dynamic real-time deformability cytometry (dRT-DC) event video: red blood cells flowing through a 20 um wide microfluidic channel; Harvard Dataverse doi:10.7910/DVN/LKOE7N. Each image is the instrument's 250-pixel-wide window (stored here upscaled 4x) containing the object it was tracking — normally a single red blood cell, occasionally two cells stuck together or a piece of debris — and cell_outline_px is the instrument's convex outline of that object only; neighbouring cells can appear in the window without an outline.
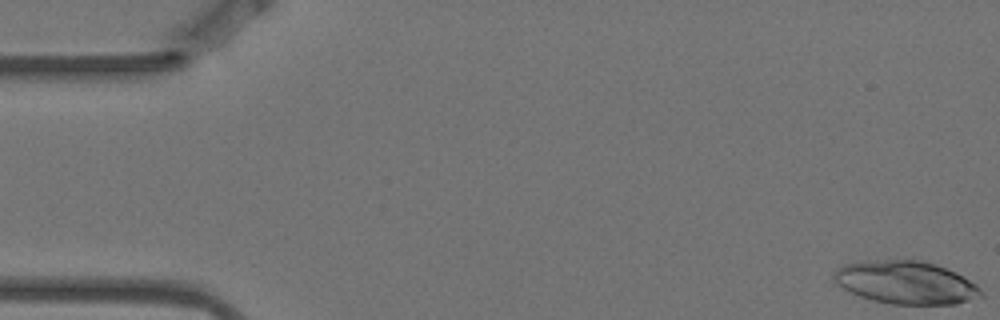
{"species": "Egyptian fruit bat (a non-hibernating species)", "species_latin": "Rousettus aegyptiacus", "temperature_condition": "warm", "stored_images_in_passage": 5, "camera_frame_rate_fps": 3000, "um_per_image_px": 0.085, "animal": {"sex": "female"}, "frame": {"image": 1, "passage_image": 1, "time_ms": 0.0, "image_size_px": [1000, 320], "cell_outline_px": [[984, 296], [956, 304], [892, 304], [872, 300], [860, 296], [844, 288], [832, 276], [844, 264], [864, 260], [924, 260], [936, 264], [956, 272], [976, 284], [984, 292]], "centroid_in_image_um": [77.06, 24.01], "position_along_channel_um": 7.9, "area_um2": 36.7}}
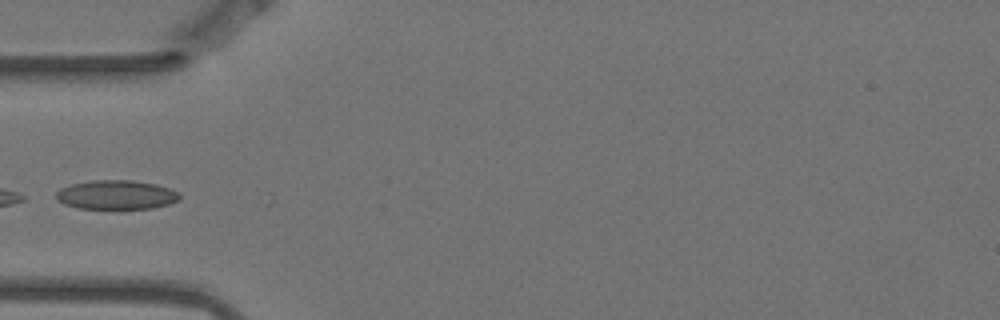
{"frame": {"image": 2, "passage_image": 4, "time_ms": 1.0, "image_size_px": [1000, 320], "cell_outline_px": [[180, 200], [168, 204], [152, 208], [76, 208], [64, 204], [56, 200], [56, 192], [60, 188], [72, 184], [92, 180], [132, 180], [156, 184], [180, 192]], "centroid_in_image_um": [9.88, 16.55], "position_along_channel_um": 75.1, "area_um2": 20.98}}